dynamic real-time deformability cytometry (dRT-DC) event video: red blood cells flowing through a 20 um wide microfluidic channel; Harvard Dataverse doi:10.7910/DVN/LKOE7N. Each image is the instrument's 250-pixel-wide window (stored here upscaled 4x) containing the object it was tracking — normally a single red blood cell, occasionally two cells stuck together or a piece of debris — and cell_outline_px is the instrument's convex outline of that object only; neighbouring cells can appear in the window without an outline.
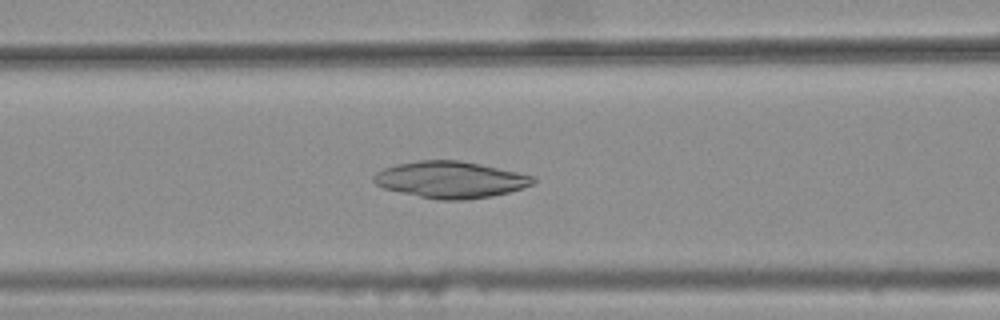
{"species": "common noctule bat (a hibernating species)", "species_latin": "Nyctalus noctula", "temperature_condition": "warm", "stored_images_in_passage": 43, "camera_frame_rate_fps": 3000, "um_per_image_px": 0.085, "animal": {"sex": "female", "body_mass_g": 25.1}, "frame": {"image": 1, "passage_image": 20, "time_ms": 6.333, "image_size_px": [1000, 320], "cell_outline_px": [[536, 180], [532, 184], [508, 192], [492, 196], [468, 200], [440, 200], [400, 192], [384, 188], [376, 184], [372, 180], [372, 176], [376, 172], [384, 168], [396, 164], [420, 160], [460, 160], [480, 164], [536, 176]], "centroid_in_image_um": [38.28, 15.27], "position_along_channel_um": 128.3, "area_um2": 33.93}}
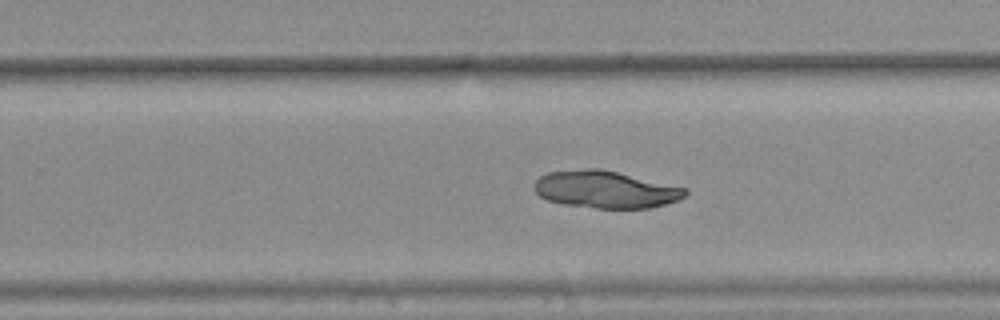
{"frame": {"image": 2, "passage_image": 32, "time_ms": 10.333, "image_size_px": [1000, 320], "cell_outline_px": [[688, 192], [684, 196], [676, 200], [652, 208], [596, 208], [560, 204], [548, 200], [540, 196], [532, 188], [532, 184], [540, 176], [548, 172], [588, 168], [600, 168], [688, 188]], "centroid_in_image_um": [51.43, 16.1], "position_along_channel_um": 278.4, "area_um2": 32.89}}
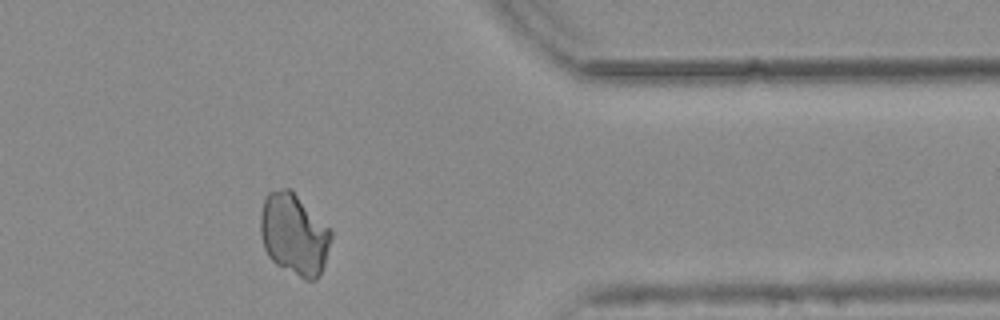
{"frame": {"image": 3, "passage_image": 42, "time_ms": 13.667, "image_size_px": [1000, 320], "cell_outline_px": [[332, 236], [324, 264], [316, 280], [304, 280], [276, 264], [268, 256], [264, 248], [260, 236], [260, 216], [264, 200], [268, 192], [284, 188], [292, 188], [332, 232]], "centroid_in_image_um": [24.97, 19.91], "position_along_channel_um": 386.4, "area_um2": 33.58}}